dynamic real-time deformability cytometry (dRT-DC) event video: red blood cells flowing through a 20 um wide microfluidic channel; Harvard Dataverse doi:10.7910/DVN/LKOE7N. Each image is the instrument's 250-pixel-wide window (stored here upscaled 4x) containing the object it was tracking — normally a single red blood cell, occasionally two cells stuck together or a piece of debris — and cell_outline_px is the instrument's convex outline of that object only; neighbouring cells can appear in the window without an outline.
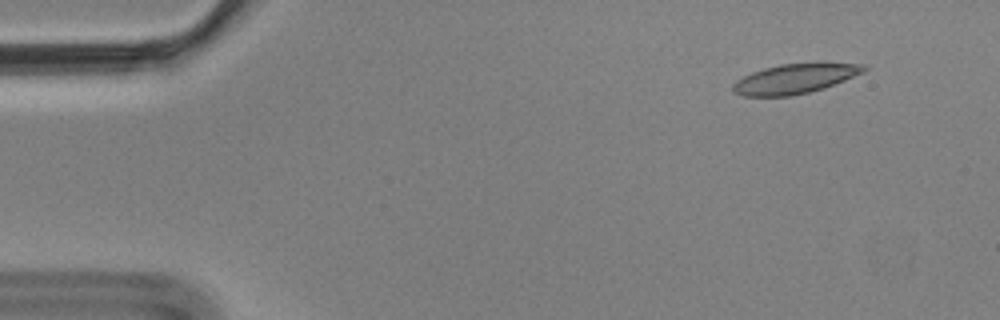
{"species": "Egyptian fruit bat (a non-hibernating species)", "species_latin": "Rousettus aegyptiacus", "temperature_condition": "cold", "stored_images_in_passage": 3, "camera_frame_rate_fps": 3000, "um_per_image_px": 0.085, "animal": {"sex": "male"}, "frame": {"image": 1, "passage_image": 1, "time_ms": 0.0, "image_size_px": [1000, 320], "cell_outline_px": [[868, 68], [864, 72], [824, 88], [792, 96], [744, 96], [732, 92], [732, 84], [736, 80], [752, 72], [764, 68], [780, 64], [864, 64]], "centroid_in_image_um": [67.5, 6.71], "position_along_channel_um": 17.5, "area_um2": 22.25}}